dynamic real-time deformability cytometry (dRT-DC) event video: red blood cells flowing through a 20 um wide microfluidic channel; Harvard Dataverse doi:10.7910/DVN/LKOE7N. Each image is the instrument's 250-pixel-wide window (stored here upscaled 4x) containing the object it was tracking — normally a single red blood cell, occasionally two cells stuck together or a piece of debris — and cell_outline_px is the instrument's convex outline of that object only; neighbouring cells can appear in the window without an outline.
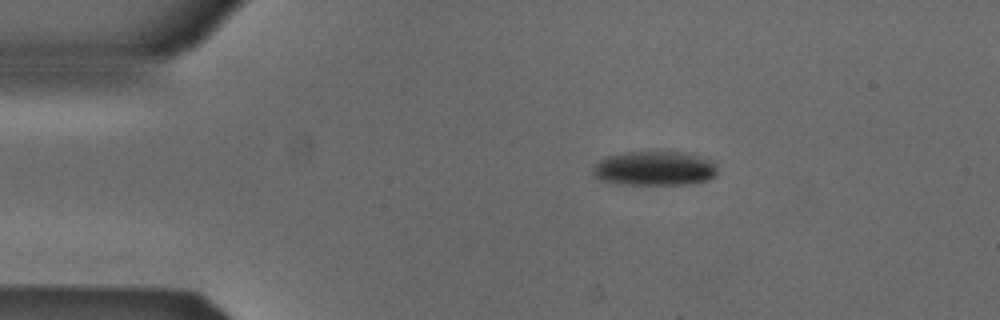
{"species": "Egyptian fruit bat (a non-hibernating species)", "species_latin": "Rousettus aegyptiacus", "temperature_condition": "cold", "stored_images_in_passage": 6, "camera_frame_rate_fps": 3000, "um_per_image_px": 0.085, "animal": {"sex": "male"}, "frame": {"image": 1, "passage_image": 2, "time_ms": 0.333, "image_size_px": [1000, 320], "cell_outline_px": [[716, 176], [708, 180], [688, 184], [620, 184], [600, 180], [592, 176], [592, 164], [604, 156], [624, 152], [688, 152], [716, 160]], "centroid_in_image_um": [55.62, 14.3], "position_along_channel_um": 29.4, "area_um2": 25.61}}
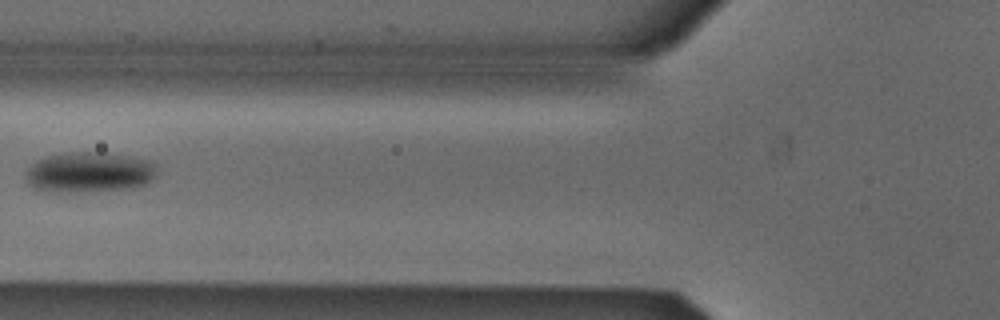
{"frame": {"image": 2, "passage_image": 5, "time_ms": 1.333, "image_size_px": [1000, 320], "cell_outline_px": [[156, 176], [152, 180], [144, 184], [132, 188], [80, 192], [56, 192], [32, 188], [28, 184], [24, 176], [24, 172], [36, 160], [48, 156], [68, 152], [104, 152], [128, 156], [148, 160], [156, 164]], "centroid_in_image_um": [7.56, 14.64], "position_along_channel_um": 118.2, "area_um2": 31.21}}
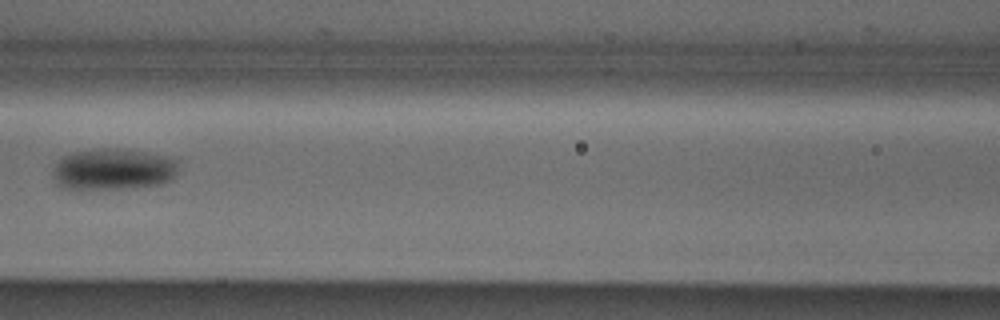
{"frame": {"image": 3, "passage_image": 6, "time_ms": 1.667, "image_size_px": [1000, 320], "cell_outline_px": [[176, 176], [160, 184], [136, 188], [64, 188], [56, 184], [52, 172], [52, 168], [64, 156], [76, 152], [100, 148], [116, 148], [144, 152], [168, 156], [176, 160]], "centroid_in_image_um": [9.62, 14.38], "position_along_channel_um": 157.0, "area_um2": 30.06}}